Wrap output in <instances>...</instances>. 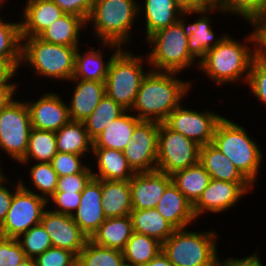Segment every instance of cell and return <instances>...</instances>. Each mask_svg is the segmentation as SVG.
I'll list each match as a JSON object with an SVG mask.
<instances>
[{"mask_svg":"<svg viewBox=\"0 0 266 266\" xmlns=\"http://www.w3.org/2000/svg\"><path fill=\"white\" fill-rule=\"evenodd\" d=\"M5 180L7 181L6 177L2 175L0 177V226L2 225L7 216L11 200L14 194L10 192V190H8L5 186L2 185L3 182H6Z\"/></svg>","mask_w":266,"mask_h":266,"instance_id":"obj_51","label":"cell"},{"mask_svg":"<svg viewBox=\"0 0 266 266\" xmlns=\"http://www.w3.org/2000/svg\"><path fill=\"white\" fill-rule=\"evenodd\" d=\"M65 14L83 18L86 22L94 0H53Z\"/></svg>","mask_w":266,"mask_h":266,"instance_id":"obj_49","label":"cell"},{"mask_svg":"<svg viewBox=\"0 0 266 266\" xmlns=\"http://www.w3.org/2000/svg\"><path fill=\"white\" fill-rule=\"evenodd\" d=\"M87 22L72 14H64L49 25L39 36L41 40L65 46H78L80 28Z\"/></svg>","mask_w":266,"mask_h":266,"instance_id":"obj_30","label":"cell"},{"mask_svg":"<svg viewBox=\"0 0 266 266\" xmlns=\"http://www.w3.org/2000/svg\"><path fill=\"white\" fill-rule=\"evenodd\" d=\"M31 180L38 190L43 193V198L48 201L57 188L58 174L51 163H38L31 167ZM46 195V196H45Z\"/></svg>","mask_w":266,"mask_h":266,"instance_id":"obj_40","label":"cell"},{"mask_svg":"<svg viewBox=\"0 0 266 266\" xmlns=\"http://www.w3.org/2000/svg\"><path fill=\"white\" fill-rule=\"evenodd\" d=\"M73 220L90 239L106 220L102 209L101 180L92 177L81 192L80 206Z\"/></svg>","mask_w":266,"mask_h":266,"instance_id":"obj_17","label":"cell"},{"mask_svg":"<svg viewBox=\"0 0 266 266\" xmlns=\"http://www.w3.org/2000/svg\"><path fill=\"white\" fill-rule=\"evenodd\" d=\"M184 10H201V0H176Z\"/></svg>","mask_w":266,"mask_h":266,"instance_id":"obj_55","label":"cell"},{"mask_svg":"<svg viewBox=\"0 0 266 266\" xmlns=\"http://www.w3.org/2000/svg\"><path fill=\"white\" fill-rule=\"evenodd\" d=\"M252 186L251 183H233L210 179L207 188L193 205L195 218L206 210L218 213L229 209Z\"/></svg>","mask_w":266,"mask_h":266,"instance_id":"obj_15","label":"cell"},{"mask_svg":"<svg viewBox=\"0 0 266 266\" xmlns=\"http://www.w3.org/2000/svg\"><path fill=\"white\" fill-rule=\"evenodd\" d=\"M133 231L145 234L162 244L176 230L157 210H132L130 213Z\"/></svg>","mask_w":266,"mask_h":266,"instance_id":"obj_28","label":"cell"},{"mask_svg":"<svg viewBox=\"0 0 266 266\" xmlns=\"http://www.w3.org/2000/svg\"><path fill=\"white\" fill-rule=\"evenodd\" d=\"M78 50L79 48H77L75 55V70L72 79L105 82L110 60L120 49L112 53L106 64L103 63V57L99 49L95 51L88 50L83 56Z\"/></svg>","mask_w":266,"mask_h":266,"instance_id":"obj_34","label":"cell"},{"mask_svg":"<svg viewBox=\"0 0 266 266\" xmlns=\"http://www.w3.org/2000/svg\"><path fill=\"white\" fill-rule=\"evenodd\" d=\"M207 17L206 15L201 16L197 21L189 25H185L184 20L178 19L184 35L188 39L189 52L195 59L196 57L202 59L210 49L214 48L225 37L214 39V33L209 22L210 19ZM212 40L213 42L211 43Z\"/></svg>","mask_w":266,"mask_h":266,"instance_id":"obj_29","label":"cell"},{"mask_svg":"<svg viewBox=\"0 0 266 266\" xmlns=\"http://www.w3.org/2000/svg\"><path fill=\"white\" fill-rule=\"evenodd\" d=\"M212 144L252 185L255 183L263 155L242 126L223 117L216 126Z\"/></svg>","mask_w":266,"mask_h":266,"instance_id":"obj_4","label":"cell"},{"mask_svg":"<svg viewBox=\"0 0 266 266\" xmlns=\"http://www.w3.org/2000/svg\"><path fill=\"white\" fill-rule=\"evenodd\" d=\"M216 233L176 229L162 244V251L173 266H217Z\"/></svg>","mask_w":266,"mask_h":266,"instance_id":"obj_6","label":"cell"},{"mask_svg":"<svg viewBox=\"0 0 266 266\" xmlns=\"http://www.w3.org/2000/svg\"><path fill=\"white\" fill-rule=\"evenodd\" d=\"M101 192L106 218L130 215L133 209L129 181L101 180Z\"/></svg>","mask_w":266,"mask_h":266,"instance_id":"obj_23","label":"cell"},{"mask_svg":"<svg viewBox=\"0 0 266 266\" xmlns=\"http://www.w3.org/2000/svg\"><path fill=\"white\" fill-rule=\"evenodd\" d=\"M7 216L0 226V236L20 239L31 227L40 223L48 201L18 182Z\"/></svg>","mask_w":266,"mask_h":266,"instance_id":"obj_9","label":"cell"},{"mask_svg":"<svg viewBox=\"0 0 266 266\" xmlns=\"http://www.w3.org/2000/svg\"><path fill=\"white\" fill-rule=\"evenodd\" d=\"M78 80L71 99V105L68 106L69 117L71 121L83 122L97 107L99 102L106 94L105 82Z\"/></svg>","mask_w":266,"mask_h":266,"instance_id":"obj_21","label":"cell"},{"mask_svg":"<svg viewBox=\"0 0 266 266\" xmlns=\"http://www.w3.org/2000/svg\"><path fill=\"white\" fill-rule=\"evenodd\" d=\"M80 156L82 155L57 152L50 163L58 177L69 176L81 172L86 167L81 163Z\"/></svg>","mask_w":266,"mask_h":266,"instance_id":"obj_45","label":"cell"},{"mask_svg":"<svg viewBox=\"0 0 266 266\" xmlns=\"http://www.w3.org/2000/svg\"><path fill=\"white\" fill-rule=\"evenodd\" d=\"M160 123L141 120L135 127L123 154L135 173L156 170ZM155 163V164H154Z\"/></svg>","mask_w":266,"mask_h":266,"instance_id":"obj_12","label":"cell"},{"mask_svg":"<svg viewBox=\"0 0 266 266\" xmlns=\"http://www.w3.org/2000/svg\"><path fill=\"white\" fill-rule=\"evenodd\" d=\"M223 262L220 263L218 259L217 266H263L259 257H257L255 254L243 259H227Z\"/></svg>","mask_w":266,"mask_h":266,"instance_id":"obj_52","label":"cell"},{"mask_svg":"<svg viewBox=\"0 0 266 266\" xmlns=\"http://www.w3.org/2000/svg\"><path fill=\"white\" fill-rule=\"evenodd\" d=\"M156 210L175 228L185 229L186 226L195 220L192 204L171 183L161 200L156 205Z\"/></svg>","mask_w":266,"mask_h":266,"instance_id":"obj_22","label":"cell"},{"mask_svg":"<svg viewBox=\"0 0 266 266\" xmlns=\"http://www.w3.org/2000/svg\"><path fill=\"white\" fill-rule=\"evenodd\" d=\"M143 266H173L168 257L161 251L157 256Z\"/></svg>","mask_w":266,"mask_h":266,"instance_id":"obj_53","label":"cell"},{"mask_svg":"<svg viewBox=\"0 0 266 266\" xmlns=\"http://www.w3.org/2000/svg\"><path fill=\"white\" fill-rule=\"evenodd\" d=\"M199 162L210 178L233 183H250L212 143L200 146Z\"/></svg>","mask_w":266,"mask_h":266,"instance_id":"obj_24","label":"cell"},{"mask_svg":"<svg viewBox=\"0 0 266 266\" xmlns=\"http://www.w3.org/2000/svg\"><path fill=\"white\" fill-rule=\"evenodd\" d=\"M89 167H85L81 172L69 176L58 177L57 188L55 192H74L81 193L85 185L93 177Z\"/></svg>","mask_w":266,"mask_h":266,"instance_id":"obj_46","label":"cell"},{"mask_svg":"<svg viewBox=\"0 0 266 266\" xmlns=\"http://www.w3.org/2000/svg\"><path fill=\"white\" fill-rule=\"evenodd\" d=\"M172 177L158 170L135 173L129 180L133 210L156 208Z\"/></svg>","mask_w":266,"mask_h":266,"instance_id":"obj_16","label":"cell"},{"mask_svg":"<svg viewBox=\"0 0 266 266\" xmlns=\"http://www.w3.org/2000/svg\"><path fill=\"white\" fill-rule=\"evenodd\" d=\"M21 36L38 37L55 20L65 13L53 0H27Z\"/></svg>","mask_w":266,"mask_h":266,"instance_id":"obj_19","label":"cell"},{"mask_svg":"<svg viewBox=\"0 0 266 266\" xmlns=\"http://www.w3.org/2000/svg\"><path fill=\"white\" fill-rule=\"evenodd\" d=\"M171 177L172 183L192 206L198 201L211 179L209 173L200 162L175 172Z\"/></svg>","mask_w":266,"mask_h":266,"instance_id":"obj_31","label":"cell"},{"mask_svg":"<svg viewBox=\"0 0 266 266\" xmlns=\"http://www.w3.org/2000/svg\"><path fill=\"white\" fill-rule=\"evenodd\" d=\"M21 24L4 23L0 18V62L11 63L16 69L22 65Z\"/></svg>","mask_w":266,"mask_h":266,"instance_id":"obj_36","label":"cell"},{"mask_svg":"<svg viewBox=\"0 0 266 266\" xmlns=\"http://www.w3.org/2000/svg\"><path fill=\"white\" fill-rule=\"evenodd\" d=\"M251 91L266 104V61L256 56L252 62L247 80Z\"/></svg>","mask_w":266,"mask_h":266,"instance_id":"obj_43","label":"cell"},{"mask_svg":"<svg viewBox=\"0 0 266 266\" xmlns=\"http://www.w3.org/2000/svg\"><path fill=\"white\" fill-rule=\"evenodd\" d=\"M16 68L11 63L0 62V91H15L16 85L8 83L16 73Z\"/></svg>","mask_w":266,"mask_h":266,"instance_id":"obj_50","label":"cell"},{"mask_svg":"<svg viewBox=\"0 0 266 266\" xmlns=\"http://www.w3.org/2000/svg\"><path fill=\"white\" fill-rule=\"evenodd\" d=\"M55 134L58 152L82 156L86 151L91 152L93 140L89 137L83 122L70 120Z\"/></svg>","mask_w":266,"mask_h":266,"instance_id":"obj_32","label":"cell"},{"mask_svg":"<svg viewBox=\"0 0 266 266\" xmlns=\"http://www.w3.org/2000/svg\"><path fill=\"white\" fill-rule=\"evenodd\" d=\"M15 91H0V111L8 104L12 99Z\"/></svg>","mask_w":266,"mask_h":266,"instance_id":"obj_56","label":"cell"},{"mask_svg":"<svg viewBox=\"0 0 266 266\" xmlns=\"http://www.w3.org/2000/svg\"><path fill=\"white\" fill-rule=\"evenodd\" d=\"M142 57L121 49L112 57L105 81L106 94L127 111L135 102L144 73Z\"/></svg>","mask_w":266,"mask_h":266,"instance_id":"obj_7","label":"cell"},{"mask_svg":"<svg viewBox=\"0 0 266 266\" xmlns=\"http://www.w3.org/2000/svg\"><path fill=\"white\" fill-rule=\"evenodd\" d=\"M140 11L134 0H94L87 22L93 20L96 35L104 45L122 49V43L129 41L128 33Z\"/></svg>","mask_w":266,"mask_h":266,"instance_id":"obj_2","label":"cell"},{"mask_svg":"<svg viewBox=\"0 0 266 266\" xmlns=\"http://www.w3.org/2000/svg\"><path fill=\"white\" fill-rule=\"evenodd\" d=\"M145 17H146V33L148 38L156 31L166 28L178 22L180 15H187L192 13L205 14L209 10H184L176 0H146L145 1Z\"/></svg>","mask_w":266,"mask_h":266,"instance_id":"obj_20","label":"cell"},{"mask_svg":"<svg viewBox=\"0 0 266 266\" xmlns=\"http://www.w3.org/2000/svg\"><path fill=\"white\" fill-rule=\"evenodd\" d=\"M234 12L245 21L253 22L266 15V0H224V12Z\"/></svg>","mask_w":266,"mask_h":266,"instance_id":"obj_41","label":"cell"},{"mask_svg":"<svg viewBox=\"0 0 266 266\" xmlns=\"http://www.w3.org/2000/svg\"><path fill=\"white\" fill-rule=\"evenodd\" d=\"M40 223L50 236L52 247L78 255L89 240L70 215L45 210Z\"/></svg>","mask_w":266,"mask_h":266,"instance_id":"obj_14","label":"cell"},{"mask_svg":"<svg viewBox=\"0 0 266 266\" xmlns=\"http://www.w3.org/2000/svg\"><path fill=\"white\" fill-rule=\"evenodd\" d=\"M218 8L224 12V0H201V10Z\"/></svg>","mask_w":266,"mask_h":266,"instance_id":"obj_54","label":"cell"},{"mask_svg":"<svg viewBox=\"0 0 266 266\" xmlns=\"http://www.w3.org/2000/svg\"><path fill=\"white\" fill-rule=\"evenodd\" d=\"M251 25L255 28L254 32L250 33L247 41L256 43L257 56L266 61V15L255 19Z\"/></svg>","mask_w":266,"mask_h":266,"instance_id":"obj_48","label":"cell"},{"mask_svg":"<svg viewBox=\"0 0 266 266\" xmlns=\"http://www.w3.org/2000/svg\"><path fill=\"white\" fill-rule=\"evenodd\" d=\"M123 251L93 243L90 239L77 255V266H122Z\"/></svg>","mask_w":266,"mask_h":266,"instance_id":"obj_38","label":"cell"},{"mask_svg":"<svg viewBox=\"0 0 266 266\" xmlns=\"http://www.w3.org/2000/svg\"><path fill=\"white\" fill-rule=\"evenodd\" d=\"M34 261L36 266H77V255L65 249L51 247Z\"/></svg>","mask_w":266,"mask_h":266,"instance_id":"obj_42","label":"cell"},{"mask_svg":"<svg viewBox=\"0 0 266 266\" xmlns=\"http://www.w3.org/2000/svg\"><path fill=\"white\" fill-rule=\"evenodd\" d=\"M147 41L150 44L154 43L152 52L146 59L155 67L152 68L155 71L178 73L195 62V58L189 52L188 39L179 22L156 31Z\"/></svg>","mask_w":266,"mask_h":266,"instance_id":"obj_8","label":"cell"},{"mask_svg":"<svg viewBox=\"0 0 266 266\" xmlns=\"http://www.w3.org/2000/svg\"><path fill=\"white\" fill-rule=\"evenodd\" d=\"M31 129L26 102L11 99L0 111V148L19 162L26 154Z\"/></svg>","mask_w":266,"mask_h":266,"instance_id":"obj_11","label":"cell"},{"mask_svg":"<svg viewBox=\"0 0 266 266\" xmlns=\"http://www.w3.org/2000/svg\"><path fill=\"white\" fill-rule=\"evenodd\" d=\"M22 40L26 42L22 43V62H28L36 73L52 79H72L78 46L51 44L38 37Z\"/></svg>","mask_w":266,"mask_h":266,"instance_id":"obj_5","label":"cell"},{"mask_svg":"<svg viewBox=\"0 0 266 266\" xmlns=\"http://www.w3.org/2000/svg\"><path fill=\"white\" fill-rule=\"evenodd\" d=\"M97 156L98 174L92 173L99 180L129 181L135 172L126 160L123 151L108 148H92Z\"/></svg>","mask_w":266,"mask_h":266,"instance_id":"obj_26","label":"cell"},{"mask_svg":"<svg viewBox=\"0 0 266 266\" xmlns=\"http://www.w3.org/2000/svg\"><path fill=\"white\" fill-rule=\"evenodd\" d=\"M200 146L179 132L160 123L156 170L173 175L199 162Z\"/></svg>","mask_w":266,"mask_h":266,"instance_id":"obj_10","label":"cell"},{"mask_svg":"<svg viewBox=\"0 0 266 266\" xmlns=\"http://www.w3.org/2000/svg\"><path fill=\"white\" fill-rule=\"evenodd\" d=\"M223 117L213 112H198L178 106L164 121L172 130L193 140L199 146L212 143L217 124Z\"/></svg>","mask_w":266,"mask_h":266,"instance_id":"obj_13","label":"cell"},{"mask_svg":"<svg viewBox=\"0 0 266 266\" xmlns=\"http://www.w3.org/2000/svg\"><path fill=\"white\" fill-rule=\"evenodd\" d=\"M24 240H19L26 258L35 259L37 256L52 247L50 236L41 223L34 225L27 232L22 234Z\"/></svg>","mask_w":266,"mask_h":266,"instance_id":"obj_39","label":"cell"},{"mask_svg":"<svg viewBox=\"0 0 266 266\" xmlns=\"http://www.w3.org/2000/svg\"><path fill=\"white\" fill-rule=\"evenodd\" d=\"M126 111L120 104L105 94L93 112L83 121L89 137L92 140L97 138L113 120Z\"/></svg>","mask_w":266,"mask_h":266,"instance_id":"obj_35","label":"cell"},{"mask_svg":"<svg viewBox=\"0 0 266 266\" xmlns=\"http://www.w3.org/2000/svg\"><path fill=\"white\" fill-rule=\"evenodd\" d=\"M175 72L151 70L142 79L132 111L140 120L164 122L178 106L190 84L175 77ZM174 76V77H173Z\"/></svg>","mask_w":266,"mask_h":266,"instance_id":"obj_1","label":"cell"},{"mask_svg":"<svg viewBox=\"0 0 266 266\" xmlns=\"http://www.w3.org/2000/svg\"><path fill=\"white\" fill-rule=\"evenodd\" d=\"M133 232L130 215L106 218L90 240L100 246L123 250Z\"/></svg>","mask_w":266,"mask_h":266,"instance_id":"obj_27","label":"cell"},{"mask_svg":"<svg viewBox=\"0 0 266 266\" xmlns=\"http://www.w3.org/2000/svg\"><path fill=\"white\" fill-rule=\"evenodd\" d=\"M113 120L104 131L93 140L92 148H108L123 151L129 144L136 125L141 121L137 116L126 114Z\"/></svg>","mask_w":266,"mask_h":266,"instance_id":"obj_25","label":"cell"},{"mask_svg":"<svg viewBox=\"0 0 266 266\" xmlns=\"http://www.w3.org/2000/svg\"><path fill=\"white\" fill-rule=\"evenodd\" d=\"M18 266H36L34 259L27 258Z\"/></svg>","mask_w":266,"mask_h":266,"instance_id":"obj_57","label":"cell"},{"mask_svg":"<svg viewBox=\"0 0 266 266\" xmlns=\"http://www.w3.org/2000/svg\"><path fill=\"white\" fill-rule=\"evenodd\" d=\"M57 152L55 132L32 128L26 154L19 162L27 163L31 157L38 163H50Z\"/></svg>","mask_w":266,"mask_h":266,"instance_id":"obj_37","label":"cell"},{"mask_svg":"<svg viewBox=\"0 0 266 266\" xmlns=\"http://www.w3.org/2000/svg\"><path fill=\"white\" fill-rule=\"evenodd\" d=\"M256 56V47L251 51L249 47H245L226 35L199 60L198 64L216 84L236 81L241 79L244 74H246L244 77L247 82L252 62Z\"/></svg>","mask_w":266,"mask_h":266,"instance_id":"obj_3","label":"cell"},{"mask_svg":"<svg viewBox=\"0 0 266 266\" xmlns=\"http://www.w3.org/2000/svg\"><path fill=\"white\" fill-rule=\"evenodd\" d=\"M25 259L18 239L0 236V266H18Z\"/></svg>","mask_w":266,"mask_h":266,"instance_id":"obj_44","label":"cell"},{"mask_svg":"<svg viewBox=\"0 0 266 266\" xmlns=\"http://www.w3.org/2000/svg\"><path fill=\"white\" fill-rule=\"evenodd\" d=\"M122 251L125 264L143 266L162 251V243L145 234L133 232Z\"/></svg>","mask_w":266,"mask_h":266,"instance_id":"obj_33","label":"cell"},{"mask_svg":"<svg viewBox=\"0 0 266 266\" xmlns=\"http://www.w3.org/2000/svg\"><path fill=\"white\" fill-rule=\"evenodd\" d=\"M50 198L59 206V209L53 210V212L72 216L80 206L81 193L55 192Z\"/></svg>","mask_w":266,"mask_h":266,"instance_id":"obj_47","label":"cell"},{"mask_svg":"<svg viewBox=\"0 0 266 266\" xmlns=\"http://www.w3.org/2000/svg\"><path fill=\"white\" fill-rule=\"evenodd\" d=\"M32 128L57 132L70 121L68 106L58 94H45L35 103L26 102Z\"/></svg>","mask_w":266,"mask_h":266,"instance_id":"obj_18","label":"cell"}]
</instances>
